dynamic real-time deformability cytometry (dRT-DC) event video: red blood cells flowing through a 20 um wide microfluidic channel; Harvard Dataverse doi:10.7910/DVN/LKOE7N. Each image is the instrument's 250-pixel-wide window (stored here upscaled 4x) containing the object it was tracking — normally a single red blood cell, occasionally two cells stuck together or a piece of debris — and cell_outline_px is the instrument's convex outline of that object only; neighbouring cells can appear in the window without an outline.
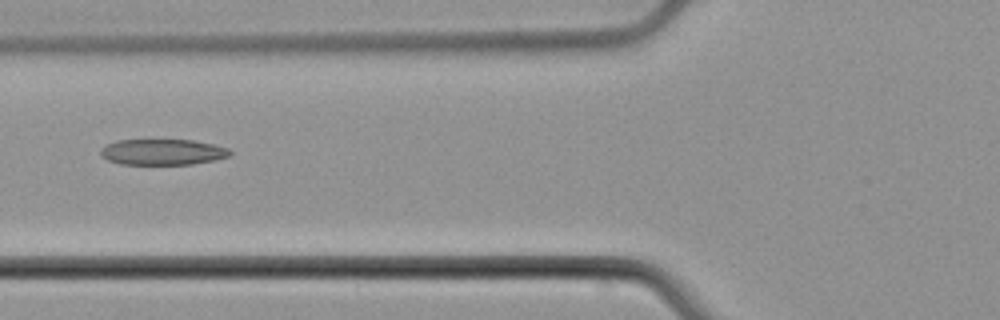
{"species": "common noctule bat (a hibernating species)", "species_latin": "Nyctalus noctula", "temperature_condition": "cold", "stored_images_in_passage": 3, "camera_frame_rate_fps": 3000, "um_per_image_px": 0.085, "animal": {"sex": "male", "body_mass_g": 21.5, "forearm_length_mm": 52.0}, "frame": {"image": 1, "passage_image": 3, "time_ms": 2.333, "image_size_px": [1000, 320], "cell_outline_px": [[232, 152], [228, 156], [212, 160], [192, 164], [120, 164], [108, 160], [100, 156], [100, 148], [116, 140], [192, 140], [212, 144], [228, 148]], "centroid_in_image_um": [13.77, 12.92], "position_along_channel_um": 112.0, "area_um2": 19.36}}